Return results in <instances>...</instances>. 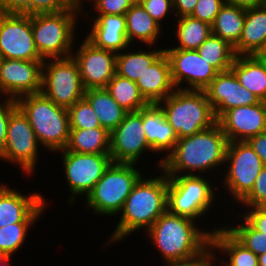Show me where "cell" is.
<instances>
[{"label":"cell","instance_id":"6da1fadb","mask_svg":"<svg viewBox=\"0 0 266 266\" xmlns=\"http://www.w3.org/2000/svg\"><path fill=\"white\" fill-rule=\"evenodd\" d=\"M227 145V137L217 122L192 136L178 139L173 150L162 160L161 173L163 171L167 176L202 175L213 171L225 163Z\"/></svg>","mask_w":266,"mask_h":266},{"label":"cell","instance_id":"7a4b0ae2","mask_svg":"<svg viewBox=\"0 0 266 266\" xmlns=\"http://www.w3.org/2000/svg\"><path fill=\"white\" fill-rule=\"evenodd\" d=\"M167 201L168 176L164 172L153 178L142 176L126 198L118 224L107 242H121L140 229L147 231L168 210Z\"/></svg>","mask_w":266,"mask_h":266},{"label":"cell","instance_id":"3957f363","mask_svg":"<svg viewBox=\"0 0 266 266\" xmlns=\"http://www.w3.org/2000/svg\"><path fill=\"white\" fill-rule=\"evenodd\" d=\"M214 229L203 230L195 220L171 214L167 210L145 233L166 263L201 253L211 243Z\"/></svg>","mask_w":266,"mask_h":266},{"label":"cell","instance_id":"277c9868","mask_svg":"<svg viewBox=\"0 0 266 266\" xmlns=\"http://www.w3.org/2000/svg\"><path fill=\"white\" fill-rule=\"evenodd\" d=\"M17 107L27 117L40 148L50 153L64 150L70 134L68 109L55 104L42 92L16 99Z\"/></svg>","mask_w":266,"mask_h":266},{"label":"cell","instance_id":"5b68a950","mask_svg":"<svg viewBox=\"0 0 266 266\" xmlns=\"http://www.w3.org/2000/svg\"><path fill=\"white\" fill-rule=\"evenodd\" d=\"M158 105L178 139L192 136L217 123L204 90L175 89Z\"/></svg>","mask_w":266,"mask_h":266},{"label":"cell","instance_id":"8992f818","mask_svg":"<svg viewBox=\"0 0 266 266\" xmlns=\"http://www.w3.org/2000/svg\"><path fill=\"white\" fill-rule=\"evenodd\" d=\"M81 12L82 9L73 6L56 13L31 15L33 39L43 60L72 55L77 19L84 15Z\"/></svg>","mask_w":266,"mask_h":266},{"label":"cell","instance_id":"52a82bcc","mask_svg":"<svg viewBox=\"0 0 266 266\" xmlns=\"http://www.w3.org/2000/svg\"><path fill=\"white\" fill-rule=\"evenodd\" d=\"M136 166V164L112 162L87 195L85 207L92 209L97 216L119 215L126 198L143 176Z\"/></svg>","mask_w":266,"mask_h":266},{"label":"cell","instance_id":"ba28073f","mask_svg":"<svg viewBox=\"0 0 266 266\" xmlns=\"http://www.w3.org/2000/svg\"><path fill=\"white\" fill-rule=\"evenodd\" d=\"M209 182L204 175L168 176V211L195 221L201 219L211 211L216 199L214 185Z\"/></svg>","mask_w":266,"mask_h":266},{"label":"cell","instance_id":"9c48e42d","mask_svg":"<svg viewBox=\"0 0 266 266\" xmlns=\"http://www.w3.org/2000/svg\"><path fill=\"white\" fill-rule=\"evenodd\" d=\"M41 92L55 104L67 109L84 98L80 71L72 55L44 60Z\"/></svg>","mask_w":266,"mask_h":266},{"label":"cell","instance_id":"30bf717a","mask_svg":"<svg viewBox=\"0 0 266 266\" xmlns=\"http://www.w3.org/2000/svg\"><path fill=\"white\" fill-rule=\"evenodd\" d=\"M223 175L224 188L239 203L253 188L263 163L261 158L246 141L228 142Z\"/></svg>","mask_w":266,"mask_h":266},{"label":"cell","instance_id":"8fae6325","mask_svg":"<svg viewBox=\"0 0 266 266\" xmlns=\"http://www.w3.org/2000/svg\"><path fill=\"white\" fill-rule=\"evenodd\" d=\"M61 152L62 165L65 179L68 184V192H71L68 204H76V198L87 195L113 162L110 154H87L73 151ZM80 195V196H79ZM77 196V197H76Z\"/></svg>","mask_w":266,"mask_h":266},{"label":"cell","instance_id":"7c38bea8","mask_svg":"<svg viewBox=\"0 0 266 266\" xmlns=\"http://www.w3.org/2000/svg\"><path fill=\"white\" fill-rule=\"evenodd\" d=\"M40 146L27 117L17 107L9 117L5 147L0 159L19 166L26 175L34 174Z\"/></svg>","mask_w":266,"mask_h":266},{"label":"cell","instance_id":"4fadbf2b","mask_svg":"<svg viewBox=\"0 0 266 266\" xmlns=\"http://www.w3.org/2000/svg\"><path fill=\"white\" fill-rule=\"evenodd\" d=\"M0 58L44 61L33 39L31 15L0 12Z\"/></svg>","mask_w":266,"mask_h":266},{"label":"cell","instance_id":"5bb4252c","mask_svg":"<svg viewBox=\"0 0 266 266\" xmlns=\"http://www.w3.org/2000/svg\"><path fill=\"white\" fill-rule=\"evenodd\" d=\"M164 52L169 59L171 79L176 89L204 90L218 73L197 50L164 47ZM183 82L186 85L182 87Z\"/></svg>","mask_w":266,"mask_h":266},{"label":"cell","instance_id":"9a60e30c","mask_svg":"<svg viewBox=\"0 0 266 266\" xmlns=\"http://www.w3.org/2000/svg\"><path fill=\"white\" fill-rule=\"evenodd\" d=\"M146 151L154 154L142 127V109L127 112L123 121L110 133V157L116 163L137 164Z\"/></svg>","mask_w":266,"mask_h":266},{"label":"cell","instance_id":"2e32d148","mask_svg":"<svg viewBox=\"0 0 266 266\" xmlns=\"http://www.w3.org/2000/svg\"><path fill=\"white\" fill-rule=\"evenodd\" d=\"M77 50H73L72 57L78 64L84 89L105 88L116 74L117 53L96 47L86 37Z\"/></svg>","mask_w":266,"mask_h":266},{"label":"cell","instance_id":"e0dca14e","mask_svg":"<svg viewBox=\"0 0 266 266\" xmlns=\"http://www.w3.org/2000/svg\"><path fill=\"white\" fill-rule=\"evenodd\" d=\"M43 62L0 58V97L16 100L41 92Z\"/></svg>","mask_w":266,"mask_h":266},{"label":"cell","instance_id":"ac0fdd59","mask_svg":"<svg viewBox=\"0 0 266 266\" xmlns=\"http://www.w3.org/2000/svg\"><path fill=\"white\" fill-rule=\"evenodd\" d=\"M204 92L217 120L231 108L260 102L254 93L241 86L231 69L218 72Z\"/></svg>","mask_w":266,"mask_h":266},{"label":"cell","instance_id":"d6986e66","mask_svg":"<svg viewBox=\"0 0 266 266\" xmlns=\"http://www.w3.org/2000/svg\"><path fill=\"white\" fill-rule=\"evenodd\" d=\"M16 189L0 182V228L12 223H36L48 207L43 195H23Z\"/></svg>","mask_w":266,"mask_h":266},{"label":"cell","instance_id":"ffe728a7","mask_svg":"<svg viewBox=\"0 0 266 266\" xmlns=\"http://www.w3.org/2000/svg\"><path fill=\"white\" fill-rule=\"evenodd\" d=\"M217 122L228 142L247 141L266 131V101L231 108Z\"/></svg>","mask_w":266,"mask_h":266},{"label":"cell","instance_id":"44dd1931","mask_svg":"<svg viewBox=\"0 0 266 266\" xmlns=\"http://www.w3.org/2000/svg\"><path fill=\"white\" fill-rule=\"evenodd\" d=\"M142 127L151 150L155 153H167L157 161L160 171L162 160L173 150L178 141L177 134L158 104H149L142 108Z\"/></svg>","mask_w":266,"mask_h":266},{"label":"cell","instance_id":"7402d4cb","mask_svg":"<svg viewBox=\"0 0 266 266\" xmlns=\"http://www.w3.org/2000/svg\"><path fill=\"white\" fill-rule=\"evenodd\" d=\"M86 38L96 47L116 53L127 49L125 15H96Z\"/></svg>","mask_w":266,"mask_h":266},{"label":"cell","instance_id":"603a6c76","mask_svg":"<svg viewBox=\"0 0 266 266\" xmlns=\"http://www.w3.org/2000/svg\"><path fill=\"white\" fill-rule=\"evenodd\" d=\"M136 84L149 104H158L176 89L171 79L170 63L163 52L139 77Z\"/></svg>","mask_w":266,"mask_h":266},{"label":"cell","instance_id":"cb8c5ba5","mask_svg":"<svg viewBox=\"0 0 266 266\" xmlns=\"http://www.w3.org/2000/svg\"><path fill=\"white\" fill-rule=\"evenodd\" d=\"M266 46V8L246 9L245 21L239 42L234 46L237 56L260 55Z\"/></svg>","mask_w":266,"mask_h":266},{"label":"cell","instance_id":"d4e9b609","mask_svg":"<svg viewBox=\"0 0 266 266\" xmlns=\"http://www.w3.org/2000/svg\"><path fill=\"white\" fill-rule=\"evenodd\" d=\"M230 69L241 86L266 101V59L259 55L236 56Z\"/></svg>","mask_w":266,"mask_h":266},{"label":"cell","instance_id":"484cf974","mask_svg":"<svg viewBox=\"0 0 266 266\" xmlns=\"http://www.w3.org/2000/svg\"><path fill=\"white\" fill-rule=\"evenodd\" d=\"M211 245L214 251L227 255V260H219L218 266H259L258 256L241 244L225 226L214 229Z\"/></svg>","mask_w":266,"mask_h":266},{"label":"cell","instance_id":"4316f807","mask_svg":"<svg viewBox=\"0 0 266 266\" xmlns=\"http://www.w3.org/2000/svg\"><path fill=\"white\" fill-rule=\"evenodd\" d=\"M126 34L128 43H145L150 49L157 43L161 35V25L155 21L141 4L132 5L125 13Z\"/></svg>","mask_w":266,"mask_h":266},{"label":"cell","instance_id":"83f0119b","mask_svg":"<svg viewBox=\"0 0 266 266\" xmlns=\"http://www.w3.org/2000/svg\"><path fill=\"white\" fill-rule=\"evenodd\" d=\"M84 98L99 118L101 126L110 133L123 121L127 113L105 88L87 89Z\"/></svg>","mask_w":266,"mask_h":266},{"label":"cell","instance_id":"f1b7e54d","mask_svg":"<svg viewBox=\"0 0 266 266\" xmlns=\"http://www.w3.org/2000/svg\"><path fill=\"white\" fill-rule=\"evenodd\" d=\"M61 151H73L87 154H109L110 132L103 127L70 129L66 148Z\"/></svg>","mask_w":266,"mask_h":266},{"label":"cell","instance_id":"f546056e","mask_svg":"<svg viewBox=\"0 0 266 266\" xmlns=\"http://www.w3.org/2000/svg\"><path fill=\"white\" fill-rule=\"evenodd\" d=\"M130 48L131 46L117 53L115 70L118 76L136 82L145 73L147 68L164 52V49H159V46L158 49L154 48L153 51H149V48L148 51L137 48L134 52L133 49L129 50Z\"/></svg>","mask_w":266,"mask_h":266},{"label":"cell","instance_id":"4dcf8cb0","mask_svg":"<svg viewBox=\"0 0 266 266\" xmlns=\"http://www.w3.org/2000/svg\"><path fill=\"white\" fill-rule=\"evenodd\" d=\"M245 15V8L225 3L211 24L212 34L234 47L242 35Z\"/></svg>","mask_w":266,"mask_h":266},{"label":"cell","instance_id":"1f68e13d","mask_svg":"<svg viewBox=\"0 0 266 266\" xmlns=\"http://www.w3.org/2000/svg\"><path fill=\"white\" fill-rule=\"evenodd\" d=\"M177 30L175 36L179 43L175 49L197 50L201 44L212 34L211 25L195 19L192 16H182L176 19Z\"/></svg>","mask_w":266,"mask_h":266},{"label":"cell","instance_id":"d6a6232c","mask_svg":"<svg viewBox=\"0 0 266 266\" xmlns=\"http://www.w3.org/2000/svg\"><path fill=\"white\" fill-rule=\"evenodd\" d=\"M105 89L127 112H135L149 105L142 96L136 82L118 76L108 82Z\"/></svg>","mask_w":266,"mask_h":266},{"label":"cell","instance_id":"836d02e7","mask_svg":"<svg viewBox=\"0 0 266 266\" xmlns=\"http://www.w3.org/2000/svg\"><path fill=\"white\" fill-rule=\"evenodd\" d=\"M197 51L218 72L229 70L237 56L229 42L214 34H211Z\"/></svg>","mask_w":266,"mask_h":266},{"label":"cell","instance_id":"e575fe53","mask_svg":"<svg viewBox=\"0 0 266 266\" xmlns=\"http://www.w3.org/2000/svg\"><path fill=\"white\" fill-rule=\"evenodd\" d=\"M34 223H15L0 228V256L10 257L22 248Z\"/></svg>","mask_w":266,"mask_h":266},{"label":"cell","instance_id":"d590c367","mask_svg":"<svg viewBox=\"0 0 266 266\" xmlns=\"http://www.w3.org/2000/svg\"><path fill=\"white\" fill-rule=\"evenodd\" d=\"M243 219V220H242ZM242 221V222H241ZM241 223L225 228L247 249L257 256L266 252V234L255 230L243 217Z\"/></svg>","mask_w":266,"mask_h":266},{"label":"cell","instance_id":"8d00e7d4","mask_svg":"<svg viewBox=\"0 0 266 266\" xmlns=\"http://www.w3.org/2000/svg\"><path fill=\"white\" fill-rule=\"evenodd\" d=\"M70 129L102 127L89 102L82 98L68 108Z\"/></svg>","mask_w":266,"mask_h":266},{"label":"cell","instance_id":"74e56055","mask_svg":"<svg viewBox=\"0 0 266 266\" xmlns=\"http://www.w3.org/2000/svg\"><path fill=\"white\" fill-rule=\"evenodd\" d=\"M215 253L210 243L201 253L191 258L169 261L164 264L165 266H217L216 258L218 261V257Z\"/></svg>","mask_w":266,"mask_h":266},{"label":"cell","instance_id":"f35d334b","mask_svg":"<svg viewBox=\"0 0 266 266\" xmlns=\"http://www.w3.org/2000/svg\"><path fill=\"white\" fill-rule=\"evenodd\" d=\"M224 4V0H198L190 16L211 25Z\"/></svg>","mask_w":266,"mask_h":266},{"label":"cell","instance_id":"ab89813d","mask_svg":"<svg viewBox=\"0 0 266 266\" xmlns=\"http://www.w3.org/2000/svg\"><path fill=\"white\" fill-rule=\"evenodd\" d=\"M266 198V165L263 166L261 172L257 176L251 191L238 203L243 207L257 206Z\"/></svg>","mask_w":266,"mask_h":266},{"label":"cell","instance_id":"60d3db41","mask_svg":"<svg viewBox=\"0 0 266 266\" xmlns=\"http://www.w3.org/2000/svg\"><path fill=\"white\" fill-rule=\"evenodd\" d=\"M97 15H125L133 5L130 0H90Z\"/></svg>","mask_w":266,"mask_h":266},{"label":"cell","instance_id":"b9f144b4","mask_svg":"<svg viewBox=\"0 0 266 266\" xmlns=\"http://www.w3.org/2000/svg\"><path fill=\"white\" fill-rule=\"evenodd\" d=\"M146 12L161 26L163 19L167 18L168 13L175 16L172 0H143L141 3Z\"/></svg>","mask_w":266,"mask_h":266},{"label":"cell","instance_id":"7bdbcfd3","mask_svg":"<svg viewBox=\"0 0 266 266\" xmlns=\"http://www.w3.org/2000/svg\"><path fill=\"white\" fill-rule=\"evenodd\" d=\"M73 7L68 0H29V15L56 13Z\"/></svg>","mask_w":266,"mask_h":266},{"label":"cell","instance_id":"ee69618b","mask_svg":"<svg viewBox=\"0 0 266 266\" xmlns=\"http://www.w3.org/2000/svg\"><path fill=\"white\" fill-rule=\"evenodd\" d=\"M1 99L4 101L1 102ZM17 108L16 100L0 97V155L2 154L6 137L10 114Z\"/></svg>","mask_w":266,"mask_h":266},{"label":"cell","instance_id":"f6af8a7d","mask_svg":"<svg viewBox=\"0 0 266 266\" xmlns=\"http://www.w3.org/2000/svg\"><path fill=\"white\" fill-rule=\"evenodd\" d=\"M245 213H240V218L243 217L255 230L266 234V213L258 206L246 207Z\"/></svg>","mask_w":266,"mask_h":266},{"label":"cell","instance_id":"bcb514c9","mask_svg":"<svg viewBox=\"0 0 266 266\" xmlns=\"http://www.w3.org/2000/svg\"><path fill=\"white\" fill-rule=\"evenodd\" d=\"M266 165V131L249 138L246 141Z\"/></svg>","mask_w":266,"mask_h":266},{"label":"cell","instance_id":"7dc6e473","mask_svg":"<svg viewBox=\"0 0 266 266\" xmlns=\"http://www.w3.org/2000/svg\"><path fill=\"white\" fill-rule=\"evenodd\" d=\"M176 17L190 16L198 0H172Z\"/></svg>","mask_w":266,"mask_h":266},{"label":"cell","instance_id":"c3c4849f","mask_svg":"<svg viewBox=\"0 0 266 266\" xmlns=\"http://www.w3.org/2000/svg\"><path fill=\"white\" fill-rule=\"evenodd\" d=\"M9 13L29 15V0H9Z\"/></svg>","mask_w":266,"mask_h":266},{"label":"cell","instance_id":"681fc988","mask_svg":"<svg viewBox=\"0 0 266 266\" xmlns=\"http://www.w3.org/2000/svg\"><path fill=\"white\" fill-rule=\"evenodd\" d=\"M227 4L243 7L245 9L261 6L262 0H224Z\"/></svg>","mask_w":266,"mask_h":266},{"label":"cell","instance_id":"f907efd6","mask_svg":"<svg viewBox=\"0 0 266 266\" xmlns=\"http://www.w3.org/2000/svg\"><path fill=\"white\" fill-rule=\"evenodd\" d=\"M0 12L9 13V0H0Z\"/></svg>","mask_w":266,"mask_h":266},{"label":"cell","instance_id":"816d5d0a","mask_svg":"<svg viewBox=\"0 0 266 266\" xmlns=\"http://www.w3.org/2000/svg\"><path fill=\"white\" fill-rule=\"evenodd\" d=\"M88 3L90 2V0H87ZM68 2L72 5V6H75V7H78L82 10H84L83 6H84V3L83 2H86V0H68Z\"/></svg>","mask_w":266,"mask_h":266},{"label":"cell","instance_id":"f5cc1de1","mask_svg":"<svg viewBox=\"0 0 266 266\" xmlns=\"http://www.w3.org/2000/svg\"><path fill=\"white\" fill-rule=\"evenodd\" d=\"M259 266H266V252L258 256Z\"/></svg>","mask_w":266,"mask_h":266},{"label":"cell","instance_id":"db71d44e","mask_svg":"<svg viewBox=\"0 0 266 266\" xmlns=\"http://www.w3.org/2000/svg\"><path fill=\"white\" fill-rule=\"evenodd\" d=\"M10 257H2L0 256V266H9Z\"/></svg>","mask_w":266,"mask_h":266},{"label":"cell","instance_id":"11a10c76","mask_svg":"<svg viewBox=\"0 0 266 266\" xmlns=\"http://www.w3.org/2000/svg\"><path fill=\"white\" fill-rule=\"evenodd\" d=\"M263 212L266 213V198L257 205Z\"/></svg>","mask_w":266,"mask_h":266},{"label":"cell","instance_id":"9f6ffc18","mask_svg":"<svg viewBox=\"0 0 266 266\" xmlns=\"http://www.w3.org/2000/svg\"><path fill=\"white\" fill-rule=\"evenodd\" d=\"M130 2L133 4V5H136V4H141L143 2V0H130Z\"/></svg>","mask_w":266,"mask_h":266},{"label":"cell","instance_id":"6f0895ef","mask_svg":"<svg viewBox=\"0 0 266 266\" xmlns=\"http://www.w3.org/2000/svg\"><path fill=\"white\" fill-rule=\"evenodd\" d=\"M261 58L266 59V46L264 48V50L262 51V53L259 55Z\"/></svg>","mask_w":266,"mask_h":266},{"label":"cell","instance_id":"680465c9","mask_svg":"<svg viewBox=\"0 0 266 266\" xmlns=\"http://www.w3.org/2000/svg\"><path fill=\"white\" fill-rule=\"evenodd\" d=\"M261 6L266 8V0H262Z\"/></svg>","mask_w":266,"mask_h":266}]
</instances>
